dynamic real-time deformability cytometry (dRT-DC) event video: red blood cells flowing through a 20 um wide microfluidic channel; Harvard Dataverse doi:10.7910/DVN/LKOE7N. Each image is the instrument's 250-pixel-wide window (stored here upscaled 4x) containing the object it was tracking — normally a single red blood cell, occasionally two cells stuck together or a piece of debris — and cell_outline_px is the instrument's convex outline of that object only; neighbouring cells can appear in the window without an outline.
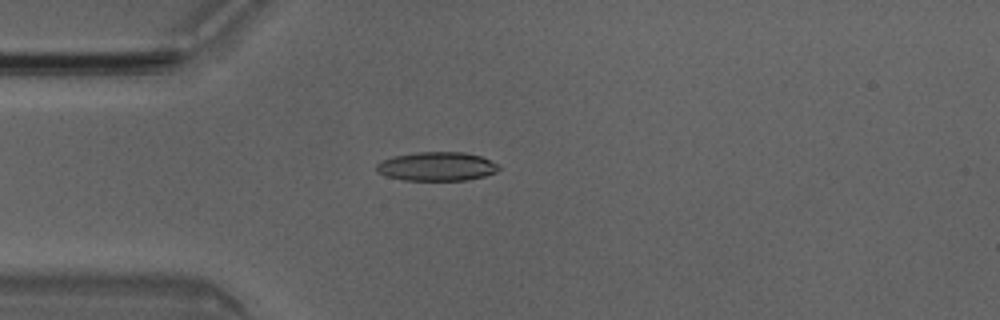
{"species": "Egyptian fruit bat (a non-hibernating species)", "species_latin": "Rousettus aegyptiacus", "temperature_condition": "room temperature", "stored_images_in_passage": 49, "camera_frame_rate_fps": 3000, "um_per_image_px": 0.085, "animal": {"sex": "male"}, "frame": {"image": 1, "passage_image": 11, "time_ms": 3.333, "image_size_px": [1000, 320], "cell_outline_px": [[500, 168], [496, 172], [484, 176], [468, 180], [404, 180], [388, 176], [376, 172], [376, 164], [380, 160], [392, 156], [416, 152], [464, 152], [480, 156], [500, 164]], "centroid_in_image_um": [37.12, 14.14], "position_along_channel_um": 47.9, "area_um2": 20.75}}
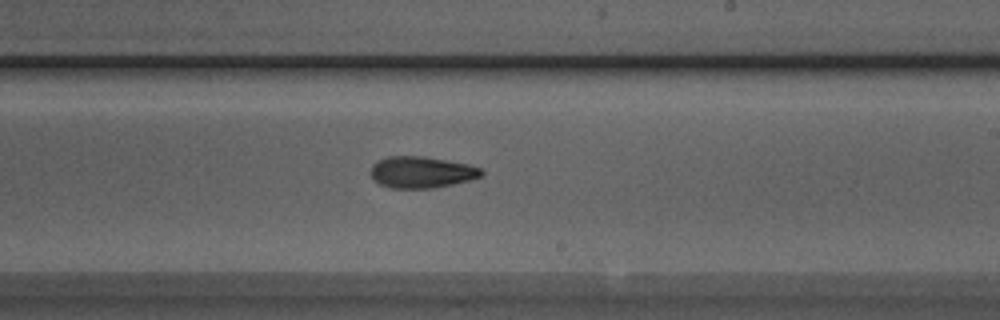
{"frame": {"image": 2, "passage_image": 27, "time_ms": 8.667, "image_size_px": [1000, 320], "cell_outline_px": [[484, 172], [480, 176], [468, 180], [452, 184], [432, 188], [392, 188], [380, 184], [372, 180], [372, 164], [376, 160], [388, 156], [424, 156], [468, 164], [484, 168]], "centroid_in_image_um": [35.82, 14.62], "position_along_channel_um": 253.2, "area_um2": 20.35}}
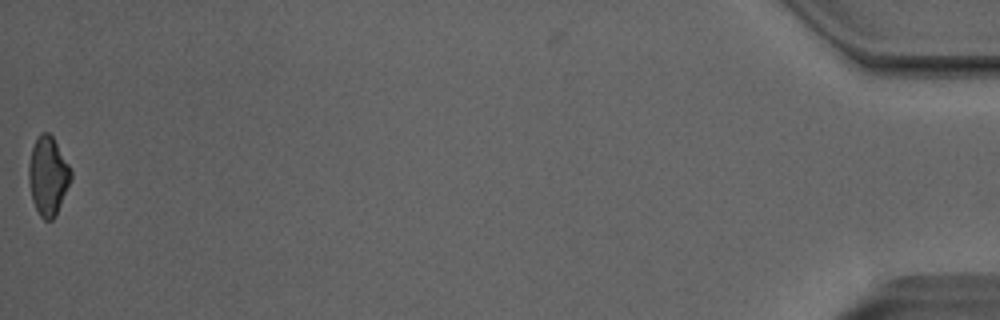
{"frame": {"image": 3, "passage_image": 48, "time_ms": 15.667, "image_size_px": [1000, 320], "cell_outline_px": [[72, 180], [56, 216], [52, 220], [44, 220], [40, 216], [32, 200], [28, 180], [28, 164], [32, 148], [36, 136], [40, 132], [48, 132], [52, 136], [68, 164], [72, 172]], "centroid_in_image_um": [4.08, 14.96], "position_along_channel_um": 431.1, "area_um2": 19.54}, "authors_computed_cell_mechanics": {"area_um2": 20.3456, "velocity_mm_per_s": 4.0636, "shape_relaxation_time_tau1_ms": 7.4421, "shape_relaxation_time_tau2_ms": 4.1879, "deformation_change_tau1": 0.1662, "deformation_change_tau2": 0.1232}}